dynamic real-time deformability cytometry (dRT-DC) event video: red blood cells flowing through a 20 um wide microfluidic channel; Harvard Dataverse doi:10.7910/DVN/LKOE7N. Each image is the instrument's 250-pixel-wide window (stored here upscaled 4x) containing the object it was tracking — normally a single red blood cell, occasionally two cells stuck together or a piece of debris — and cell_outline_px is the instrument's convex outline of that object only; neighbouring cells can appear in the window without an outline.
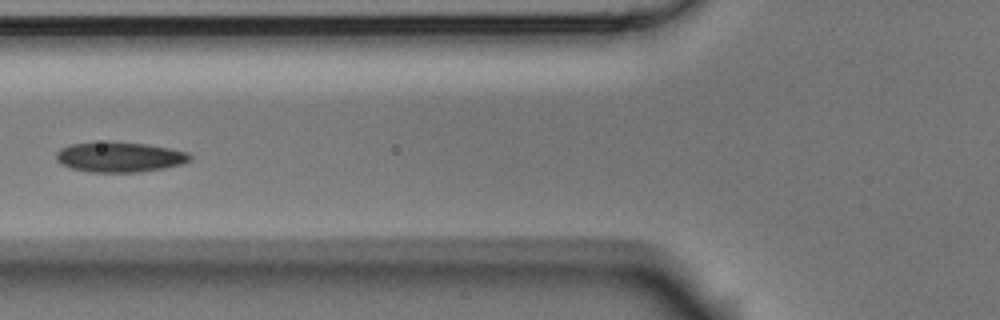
{"species": "Egyptian fruit bat (a non-hibernating species)", "species_latin": "Rousettus aegyptiacus", "temperature_condition": "room temperature", "stored_images_in_passage": 3, "camera_frame_rate_fps": 3000, "um_per_image_px": 0.085, "animal": {"sex": "male"}, "frame": {"image": 1, "passage_image": 3, "time_ms": 0.667, "image_size_px": [1000, 320], "cell_outline_px": [[192, 160], [184, 164], [164, 168], [140, 172], [88, 172], [72, 168], [60, 164], [56, 160], [56, 152], [60, 148], [72, 144], [108, 140], [148, 144], [172, 148], [188, 152], [192, 156]], "centroid_in_image_um": [10.19, 13.33], "position_along_channel_um": 115.6, "area_um2": 24.1}}